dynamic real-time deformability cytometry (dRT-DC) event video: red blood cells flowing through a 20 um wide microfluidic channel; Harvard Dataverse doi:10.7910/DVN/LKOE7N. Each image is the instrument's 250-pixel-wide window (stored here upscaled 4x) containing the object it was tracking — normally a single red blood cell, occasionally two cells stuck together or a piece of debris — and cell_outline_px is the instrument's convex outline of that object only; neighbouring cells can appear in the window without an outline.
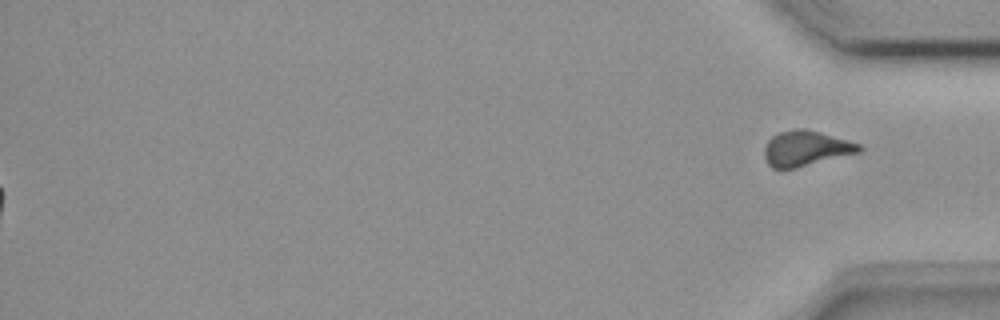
{"species": "common noctule bat (a hibernating species)", "species_latin": "Nyctalus noctula", "temperature_condition": "room temperature", "stored_images_in_passage": 54, "segment_of_instrument_passage": [2, 2], "camera_frame_rate_fps": 3000, "um_per_image_px": 0.085, "animal": {"sex": "female", "body_mass_g": 18.4}, "frame": {"image": 1, "passage_image": 54, "time_ms": 17.667, "image_size_px": [1000, 320], "cell_outline_px": [[864, 148], [860, 152], [796, 168], [772, 168], [768, 164], [764, 156], [764, 148], [768, 140], [776, 132], [800, 128], [804, 128], [820, 132], [848, 140], [860, 144]], "centroid_in_image_um": [68.49, 12.6], "position_along_channel_um": 366.7, "area_um2": 19.54}}